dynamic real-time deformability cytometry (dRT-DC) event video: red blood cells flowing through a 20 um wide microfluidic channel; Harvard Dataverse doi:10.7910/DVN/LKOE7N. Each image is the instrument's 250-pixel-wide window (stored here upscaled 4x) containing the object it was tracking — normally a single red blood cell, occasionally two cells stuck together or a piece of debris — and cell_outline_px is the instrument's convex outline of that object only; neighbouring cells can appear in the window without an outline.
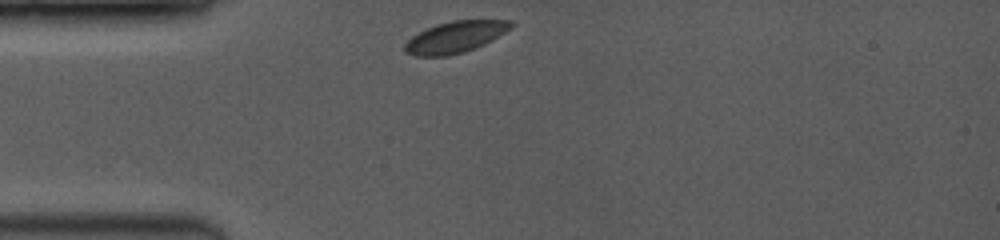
{"species": "common noctule bat (a hibernating species)", "species_latin": "Nyctalus noctula", "temperature_condition": "room temperature", "stored_images_in_passage": 8, "camera_frame_rate_fps": 3500, "um_per_image_px": 0.085, "animal": {"sex": "female", "body_mass_g": 19.0, "forearm_length_mm": 53.3}, "frame": {"image": 1, "passage_image": 1, "time_ms": 0.0, "image_size_px": [1000, 240], "cell_outline_px": [[516, 24], [512, 28], [484, 44], [464, 52], [444, 56], [416, 56], [404, 52], [404, 44], [412, 36], [436, 24], [452, 20], [512, 20]], "centroid_in_image_um": [38.71, 3.14], "position_along_channel_um": 46.3, "area_um2": 19.42}}
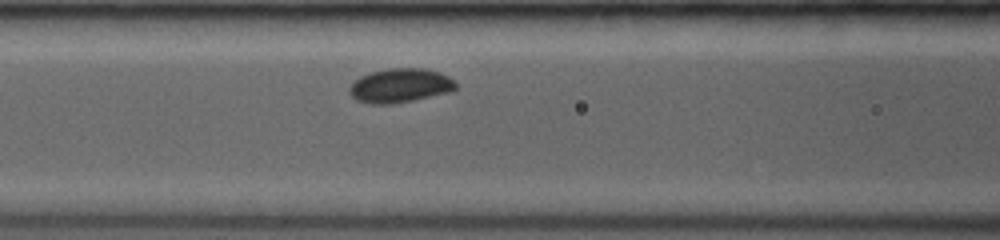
{"frame": {"image": 2, "passage_image": 6, "time_ms": 2.571, "image_size_px": [1000, 240], "cell_outline_px": [[456, 88], [452, 92], [392, 104], [368, 104], [356, 100], [348, 92], [348, 88], [360, 76], [372, 72], [388, 68], [424, 68], [440, 72], [448, 76], [456, 84]], "centroid_in_image_um": [34.0, 7.28], "position_along_channel_um": 132.6, "area_um2": 21.21}}
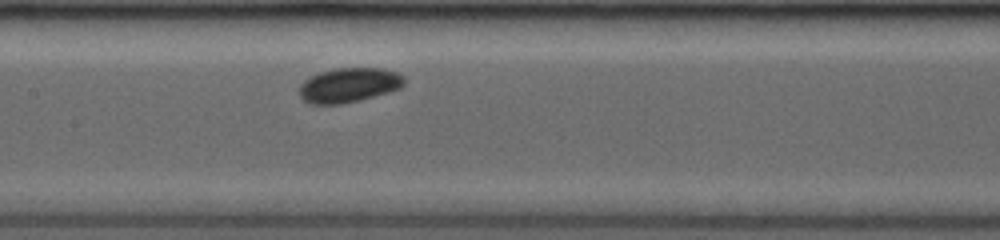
{"frame": {"image": 3, "passage_image": 8, "time_ms": 3.714, "image_size_px": [1000, 240], "cell_outline_px": [[404, 84], [400, 88], [388, 92], [360, 100], [340, 104], [308, 104], [300, 96], [300, 84], [304, 80], [320, 72], [336, 68], [384, 68], [396, 72], [404, 76]], "centroid_in_image_um": [29.66, 7.23], "position_along_channel_um": 177.7, "area_um2": 21.1}}